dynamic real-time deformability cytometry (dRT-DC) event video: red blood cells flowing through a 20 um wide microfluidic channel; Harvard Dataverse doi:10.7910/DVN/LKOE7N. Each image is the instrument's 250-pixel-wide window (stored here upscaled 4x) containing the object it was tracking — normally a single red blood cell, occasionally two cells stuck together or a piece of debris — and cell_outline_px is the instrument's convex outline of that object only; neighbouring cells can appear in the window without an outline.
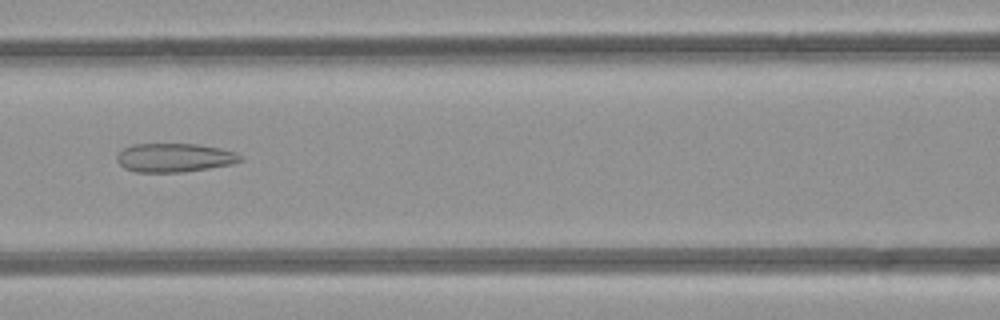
{"species": "common noctule bat (a hibernating species)", "species_latin": "Nyctalus noctula", "temperature_condition": "room temperature", "stored_images_in_passage": 6, "camera_frame_rate_fps": 3000, "um_per_image_px": 0.085, "animal": {"sex": "female", "body_mass_g": 21.9}, "frame": {"image": 1, "passage_image": 6, "time_ms": 5.667, "image_size_px": [1000, 320], "cell_outline_px": [[244, 160], [232, 164], [208, 168], [180, 172], [136, 172], [124, 168], [116, 160], [116, 156], [124, 148], [132, 144], [196, 144], [220, 148], [236, 152], [244, 156]], "centroid_in_image_um": [14.85, 13.4], "position_along_channel_um": 151.7, "area_um2": 20.75}}